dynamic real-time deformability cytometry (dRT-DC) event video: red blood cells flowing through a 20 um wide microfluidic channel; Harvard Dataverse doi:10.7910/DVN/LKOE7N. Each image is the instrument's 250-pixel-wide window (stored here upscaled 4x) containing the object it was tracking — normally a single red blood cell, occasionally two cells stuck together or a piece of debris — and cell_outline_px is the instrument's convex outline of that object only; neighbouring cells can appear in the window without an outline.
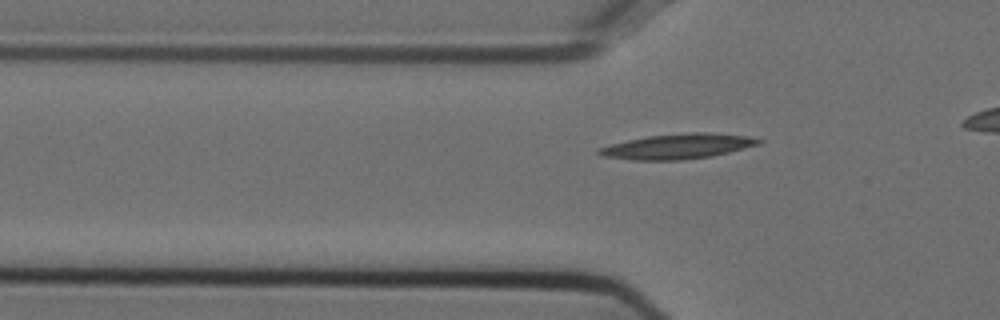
{"species": "Egyptian fruit bat (a non-hibernating species)", "species_latin": "Rousettus aegyptiacus", "temperature_condition": "cold", "stored_images_in_passage": 30, "camera_frame_rate_fps": 3000, "um_per_image_px": 0.085, "animal": {"sex": "female"}, "frame": {"image": 1, "passage_image": 3, "time_ms": 0.667, "image_size_px": [1000, 320], "cell_outline_px": [[764, 140], [760, 144], [712, 156], [684, 160], [632, 160], [600, 156], [596, 152], [596, 148], [628, 140], [648, 136], [692, 132], [704, 132], [748, 136]], "centroid_in_image_um": [57.58, 12.45], "position_along_channel_um": 68.2, "area_um2": 23.35}}
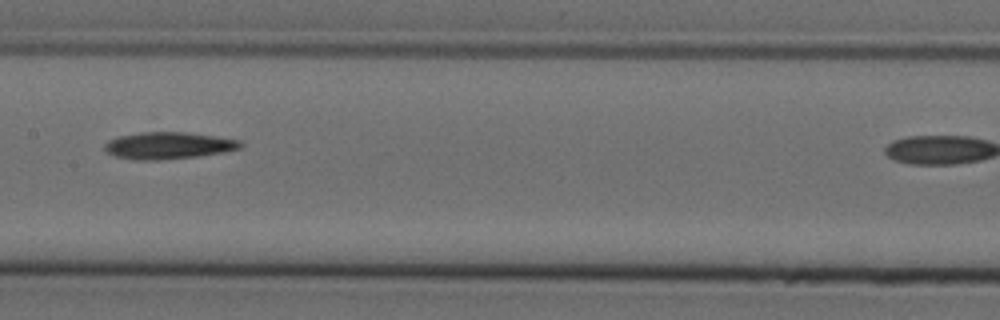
{"frame": {"image": 2, "passage_image": 13, "time_ms": 4.0, "image_size_px": [1000, 320], "cell_outline_px": [[244, 144], [240, 148], [220, 152], [196, 156], [156, 160], [132, 160], [116, 156], [108, 152], [104, 148], [104, 144], [108, 140], [120, 136], [140, 132], [184, 132], [240, 140]], "centroid_in_image_um": [14.27, 12.37], "position_along_channel_um": 193.1, "area_um2": 20.98}}
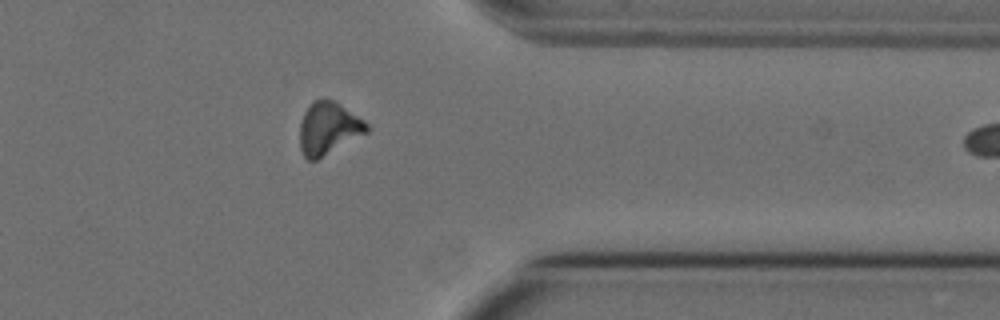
{"frame": {"image": 3, "passage_image": 29, "time_ms": 9.333, "image_size_px": [1000, 320], "cell_outline_px": [[368, 132], [316, 160], [308, 160], [304, 156], [300, 148], [300, 124], [304, 112], [312, 100], [336, 100], [364, 120], [368, 124]], "centroid_in_image_um": [27.91, 10.89], "position_along_channel_um": 383.5, "area_um2": 20.4}}